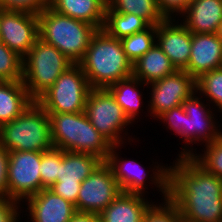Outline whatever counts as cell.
Returning <instances> with one entry per match:
<instances>
[{"mask_svg": "<svg viewBox=\"0 0 222 222\" xmlns=\"http://www.w3.org/2000/svg\"><path fill=\"white\" fill-rule=\"evenodd\" d=\"M171 164V165H170ZM169 199L185 222H222V179L192 157L170 162Z\"/></svg>", "mask_w": 222, "mask_h": 222, "instance_id": "obj_1", "label": "cell"}, {"mask_svg": "<svg viewBox=\"0 0 222 222\" xmlns=\"http://www.w3.org/2000/svg\"><path fill=\"white\" fill-rule=\"evenodd\" d=\"M91 88H108L132 76L133 63L123 50L120 39L98 29L90 40L85 56L78 63Z\"/></svg>", "mask_w": 222, "mask_h": 222, "instance_id": "obj_2", "label": "cell"}, {"mask_svg": "<svg viewBox=\"0 0 222 222\" xmlns=\"http://www.w3.org/2000/svg\"><path fill=\"white\" fill-rule=\"evenodd\" d=\"M48 115L53 148L87 153L106 161L112 145L91 124L85 111Z\"/></svg>", "mask_w": 222, "mask_h": 222, "instance_id": "obj_3", "label": "cell"}, {"mask_svg": "<svg viewBox=\"0 0 222 222\" xmlns=\"http://www.w3.org/2000/svg\"><path fill=\"white\" fill-rule=\"evenodd\" d=\"M126 145L128 144L112 145L105 161L110 166L122 192L148 196L149 192L147 190L151 188L155 191L156 188L158 193L160 192L159 195H161L159 196L161 200L157 199V201L169 199L170 166L167 163H161L160 160L158 163V161L154 162L151 159L152 165H148L150 169L148 171L145 169L146 166L144 167L141 162H138L139 159L122 157L121 152L123 150L121 151V149L126 148Z\"/></svg>", "mask_w": 222, "mask_h": 222, "instance_id": "obj_4", "label": "cell"}, {"mask_svg": "<svg viewBox=\"0 0 222 222\" xmlns=\"http://www.w3.org/2000/svg\"><path fill=\"white\" fill-rule=\"evenodd\" d=\"M97 30L85 21L59 14L50 7L38 15L39 38L56 47L74 64L83 59Z\"/></svg>", "mask_w": 222, "mask_h": 222, "instance_id": "obj_5", "label": "cell"}, {"mask_svg": "<svg viewBox=\"0 0 222 222\" xmlns=\"http://www.w3.org/2000/svg\"><path fill=\"white\" fill-rule=\"evenodd\" d=\"M0 144L9 152L51 150L48 113L33 101L18 117L0 126Z\"/></svg>", "mask_w": 222, "mask_h": 222, "instance_id": "obj_6", "label": "cell"}, {"mask_svg": "<svg viewBox=\"0 0 222 222\" xmlns=\"http://www.w3.org/2000/svg\"><path fill=\"white\" fill-rule=\"evenodd\" d=\"M85 113L91 124L111 145L133 146V142H139V137L136 138L135 135L132 136L133 132H128L133 124L107 88H91Z\"/></svg>", "mask_w": 222, "mask_h": 222, "instance_id": "obj_7", "label": "cell"}, {"mask_svg": "<svg viewBox=\"0 0 222 222\" xmlns=\"http://www.w3.org/2000/svg\"><path fill=\"white\" fill-rule=\"evenodd\" d=\"M23 79L30 97L36 101L74 63L56 47L38 38L23 57Z\"/></svg>", "mask_w": 222, "mask_h": 222, "instance_id": "obj_8", "label": "cell"}, {"mask_svg": "<svg viewBox=\"0 0 222 222\" xmlns=\"http://www.w3.org/2000/svg\"><path fill=\"white\" fill-rule=\"evenodd\" d=\"M182 106L185 110V123L180 143L184 144L178 150L176 157H192L198 151L195 148L196 145L197 147L201 145L200 151L202 145L211 143L222 136V124L219 123L222 122V117L197 91L186 99Z\"/></svg>", "mask_w": 222, "mask_h": 222, "instance_id": "obj_9", "label": "cell"}, {"mask_svg": "<svg viewBox=\"0 0 222 222\" xmlns=\"http://www.w3.org/2000/svg\"><path fill=\"white\" fill-rule=\"evenodd\" d=\"M90 90L81 66L73 64L36 102L47 113H79L85 111Z\"/></svg>", "mask_w": 222, "mask_h": 222, "instance_id": "obj_10", "label": "cell"}, {"mask_svg": "<svg viewBox=\"0 0 222 222\" xmlns=\"http://www.w3.org/2000/svg\"><path fill=\"white\" fill-rule=\"evenodd\" d=\"M147 103L153 121L163 112L183 104L196 92V79L185 70L173 73L148 84ZM149 100V101H148Z\"/></svg>", "mask_w": 222, "mask_h": 222, "instance_id": "obj_11", "label": "cell"}, {"mask_svg": "<svg viewBox=\"0 0 222 222\" xmlns=\"http://www.w3.org/2000/svg\"><path fill=\"white\" fill-rule=\"evenodd\" d=\"M43 152L10 151L8 197L23 203L42 190L40 163Z\"/></svg>", "mask_w": 222, "mask_h": 222, "instance_id": "obj_12", "label": "cell"}, {"mask_svg": "<svg viewBox=\"0 0 222 222\" xmlns=\"http://www.w3.org/2000/svg\"><path fill=\"white\" fill-rule=\"evenodd\" d=\"M121 193L110 166L102 161L82 181L77 198V211L100 214Z\"/></svg>", "mask_w": 222, "mask_h": 222, "instance_id": "obj_13", "label": "cell"}, {"mask_svg": "<svg viewBox=\"0 0 222 222\" xmlns=\"http://www.w3.org/2000/svg\"><path fill=\"white\" fill-rule=\"evenodd\" d=\"M39 38L38 15L3 10L0 16V40L22 58Z\"/></svg>", "mask_w": 222, "mask_h": 222, "instance_id": "obj_14", "label": "cell"}, {"mask_svg": "<svg viewBox=\"0 0 222 222\" xmlns=\"http://www.w3.org/2000/svg\"><path fill=\"white\" fill-rule=\"evenodd\" d=\"M22 209L27 222H69L77 212L73 203L50 189H42L28 197L22 203Z\"/></svg>", "mask_w": 222, "mask_h": 222, "instance_id": "obj_15", "label": "cell"}, {"mask_svg": "<svg viewBox=\"0 0 222 222\" xmlns=\"http://www.w3.org/2000/svg\"><path fill=\"white\" fill-rule=\"evenodd\" d=\"M156 43L176 70L188 67L192 33L179 19H165L157 25Z\"/></svg>", "mask_w": 222, "mask_h": 222, "instance_id": "obj_16", "label": "cell"}, {"mask_svg": "<svg viewBox=\"0 0 222 222\" xmlns=\"http://www.w3.org/2000/svg\"><path fill=\"white\" fill-rule=\"evenodd\" d=\"M188 67L195 79L211 70L222 68V40L215 33H192Z\"/></svg>", "mask_w": 222, "mask_h": 222, "instance_id": "obj_17", "label": "cell"}, {"mask_svg": "<svg viewBox=\"0 0 222 222\" xmlns=\"http://www.w3.org/2000/svg\"><path fill=\"white\" fill-rule=\"evenodd\" d=\"M145 87L146 89H144ZM147 87V84L143 83L138 78L131 76L120 80L107 88L133 125L136 124V122L138 124L139 120H143L141 116L143 117L144 114L142 115L140 113H145L148 117H150L148 103L145 104L144 101H146V97L143 96L145 95L144 93H148L145 92L147 91ZM144 107L147 111H144Z\"/></svg>", "mask_w": 222, "mask_h": 222, "instance_id": "obj_18", "label": "cell"}, {"mask_svg": "<svg viewBox=\"0 0 222 222\" xmlns=\"http://www.w3.org/2000/svg\"><path fill=\"white\" fill-rule=\"evenodd\" d=\"M178 19L191 33H215L222 19V0H190Z\"/></svg>", "mask_w": 222, "mask_h": 222, "instance_id": "obj_19", "label": "cell"}, {"mask_svg": "<svg viewBox=\"0 0 222 222\" xmlns=\"http://www.w3.org/2000/svg\"><path fill=\"white\" fill-rule=\"evenodd\" d=\"M147 197L122 192L99 214L100 222H143L146 211L156 201Z\"/></svg>", "mask_w": 222, "mask_h": 222, "instance_id": "obj_20", "label": "cell"}, {"mask_svg": "<svg viewBox=\"0 0 222 222\" xmlns=\"http://www.w3.org/2000/svg\"><path fill=\"white\" fill-rule=\"evenodd\" d=\"M107 5V0H50L49 7L59 14L103 29Z\"/></svg>", "mask_w": 222, "mask_h": 222, "instance_id": "obj_21", "label": "cell"}, {"mask_svg": "<svg viewBox=\"0 0 222 222\" xmlns=\"http://www.w3.org/2000/svg\"><path fill=\"white\" fill-rule=\"evenodd\" d=\"M175 70L176 68L168 56L155 43L149 51L133 63L132 76L148 85L164 78Z\"/></svg>", "mask_w": 222, "mask_h": 222, "instance_id": "obj_22", "label": "cell"}, {"mask_svg": "<svg viewBox=\"0 0 222 222\" xmlns=\"http://www.w3.org/2000/svg\"><path fill=\"white\" fill-rule=\"evenodd\" d=\"M33 101L22 81H0V126L18 117Z\"/></svg>", "mask_w": 222, "mask_h": 222, "instance_id": "obj_23", "label": "cell"}, {"mask_svg": "<svg viewBox=\"0 0 222 222\" xmlns=\"http://www.w3.org/2000/svg\"><path fill=\"white\" fill-rule=\"evenodd\" d=\"M101 162L100 158L91 154L62 150L57 182L82 183Z\"/></svg>", "mask_w": 222, "mask_h": 222, "instance_id": "obj_24", "label": "cell"}, {"mask_svg": "<svg viewBox=\"0 0 222 222\" xmlns=\"http://www.w3.org/2000/svg\"><path fill=\"white\" fill-rule=\"evenodd\" d=\"M150 24L142 17L131 13H118L108 5L103 29L117 39L144 31Z\"/></svg>", "mask_w": 222, "mask_h": 222, "instance_id": "obj_25", "label": "cell"}, {"mask_svg": "<svg viewBox=\"0 0 222 222\" xmlns=\"http://www.w3.org/2000/svg\"><path fill=\"white\" fill-rule=\"evenodd\" d=\"M107 3L113 11L138 15L150 25H158L166 19L156 0H107Z\"/></svg>", "mask_w": 222, "mask_h": 222, "instance_id": "obj_26", "label": "cell"}, {"mask_svg": "<svg viewBox=\"0 0 222 222\" xmlns=\"http://www.w3.org/2000/svg\"><path fill=\"white\" fill-rule=\"evenodd\" d=\"M196 91L222 117V68L206 72L196 79Z\"/></svg>", "mask_w": 222, "mask_h": 222, "instance_id": "obj_27", "label": "cell"}, {"mask_svg": "<svg viewBox=\"0 0 222 222\" xmlns=\"http://www.w3.org/2000/svg\"><path fill=\"white\" fill-rule=\"evenodd\" d=\"M157 25H150L144 31L121 38L123 50L134 63L156 43Z\"/></svg>", "mask_w": 222, "mask_h": 222, "instance_id": "obj_28", "label": "cell"}, {"mask_svg": "<svg viewBox=\"0 0 222 222\" xmlns=\"http://www.w3.org/2000/svg\"><path fill=\"white\" fill-rule=\"evenodd\" d=\"M192 158L207 172L222 179V136L211 143L202 146Z\"/></svg>", "mask_w": 222, "mask_h": 222, "instance_id": "obj_29", "label": "cell"}, {"mask_svg": "<svg viewBox=\"0 0 222 222\" xmlns=\"http://www.w3.org/2000/svg\"><path fill=\"white\" fill-rule=\"evenodd\" d=\"M23 58L0 40V81H22Z\"/></svg>", "mask_w": 222, "mask_h": 222, "instance_id": "obj_30", "label": "cell"}, {"mask_svg": "<svg viewBox=\"0 0 222 222\" xmlns=\"http://www.w3.org/2000/svg\"><path fill=\"white\" fill-rule=\"evenodd\" d=\"M62 161V150L52 148L43 152L40 163L42 189H49L59 178V164Z\"/></svg>", "mask_w": 222, "mask_h": 222, "instance_id": "obj_31", "label": "cell"}, {"mask_svg": "<svg viewBox=\"0 0 222 222\" xmlns=\"http://www.w3.org/2000/svg\"><path fill=\"white\" fill-rule=\"evenodd\" d=\"M179 208L170 200L155 201L146 211L143 222H181Z\"/></svg>", "mask_w": 222, "mask_h": 222, "instance_id": "obj_32", "label": "cell"}, {"mask_svg": "<svg viewBox=\"0 0 222 222\" xmlns=\"http://www.w3.org/2000/svg\"><path fill=\"white\" fill-rule=\"evenodd\" d=\"M155 120L163 123L164 128H166L165 131L168 129L172 133L174 132L173 135L182 140V128H184L185 123V110L182 105L163 112Z\"/></svg>", "mask_w": 222, "mask_h": 222, "instance_id": "obj_33", "label": "cell"}, {"mask_svg": "<svg viewBox=\"0 0 222 222\" xmlns=\"http://www.w3.org/2000/svg\"><path fill=\"white\" fill-rule=\"evenodd\" d=\"M50 5V0H0L3 10L20 11L39 15Z\"/></svg>", "mask_w": 222, "mask_h": 222, "instance_id": "obj_34", "label": "cell"}, {"mask_svg": "<svg viewBox=\"0 0 222 222\" xmlns=\"http://www.w3.org/2000/svg\"><path fill=\"white\" fill-rule=\"evenodd\" d=\"M22 210V203L9 197H0V222H22Z\"/></svg>", "mask_w": 222, "mask_h": 222, "instance_id": "obj_35", "label": "cell"}, {"mask_svg": "<svg viewBox=\"0 0 222 222\" xmlns=\"http://www.w3.org/2000/svg\"><path fill=\"white\" fill-rule=\"evenodd\" d=\"M166 19H178L187 9L190 0H156Z\"/></svg>", "mask_w": 222, "mask_h": 222, "instance_id": "obj_36", "label": "cell"}, {"mask_svg": "<svg viewBox=\"0 0 222 222\" xmlns=\"http://www.w3.org/2000/svg\"><path fill=\"white\" fill-rule=\"evenodd\" d=\"M81 187V183L69 184L63 182H55L49 189L56 195L63 197L65 200L73 203L77 210V198Z\"/></svg>", "mask_w": 222, "mask_h": 222, "instance_id": "obj_37", "label": "cell"}, {"mask_svg": "<svg viewBox=\"0 0 222 222\" xmlns=\"http://www.w3.org/2000/svg\"><path fill=\"white\" fill-rule=\"evenodd\" d=\"M9 151L0 144V197H8Z\"/></svg>", "mask_w": 222, "mask_h": 222, "instance_id": "obj_38", "label": "cell"}, {"mask_svg": "<svg viewBox=\"0 0 222 222\" xmlns=\"http://www.w3.org/2000/svg\"><path fill=\"white\" fill-rule=\"evenodd\" d=\"M69 222H100L99 214L76 212Z\"/></svg>", "mask_w": 222, "mask_h": 222, "instance_id": "obj_39", "label": "cell"}, {"mask_svg": "<svg viewBox=\"0 0 222 222\" xmlns=\"http://www.w3.org/2000/svg\"><path fill=\"white\" fill-rule=\"evenodd\" d=\"M215 34L222 40V19L219 22V25L217 27Z\"/></svg>", "mask_w": 222, "mask_h": 222, "instance_id": "obj_40", "label": "cell"}, {"mask_svg": "<svg viewBox=\"0 0 222 222\" xmlns=\"http://www.w3.org/2000/svg\"><path fill=\"white\" fill-rule=\"evenodd\" d=\"M2 11H3V9L0 7V16H1Z\"/></svg>", "mask_w": 222, "mask_h": 222, "instance_id": "obj_41", "label": "cell"}]
</instances>
